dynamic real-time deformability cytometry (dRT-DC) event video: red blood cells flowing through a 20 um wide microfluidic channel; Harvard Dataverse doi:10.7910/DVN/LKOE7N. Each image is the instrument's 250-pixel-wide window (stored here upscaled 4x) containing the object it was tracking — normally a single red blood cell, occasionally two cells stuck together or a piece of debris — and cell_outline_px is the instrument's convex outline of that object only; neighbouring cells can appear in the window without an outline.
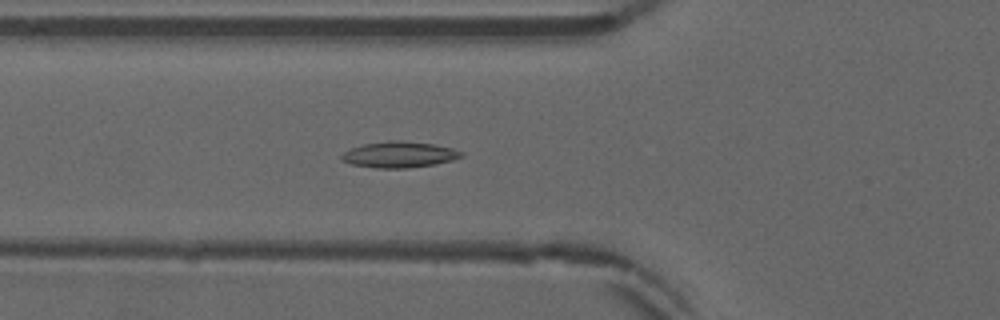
{"species": "common noctule bat (a hibernating species)", "species_latin": "Nyctalus noctula", "temperature_condition": "warm", "stored_images_in_passage": 54, "camera_frame_rate_fps": 3000, "um_per_image_px": 0.085, "animal": {"sex": "male", "forearm_length_mm": 52.5}, "frame": {"image": 1, "passage_image": 20, "time_ms": 6.333, "image_size_px": [1000, 320], "cell_outline_px": [[464, 156], [452, 160], [436, 164], [408, 168], [376, 168], [352, 164], [340, 160], [340, 156], [344, 152], [352, 148], [364, 144], [388, 140], [400, 140], [432, 144], [452, 148], [464, 152]], "centroid_in_image_um": [33.94, 13.14], "position_along_channel_um": 91.9, "area_um2": 18.21}}
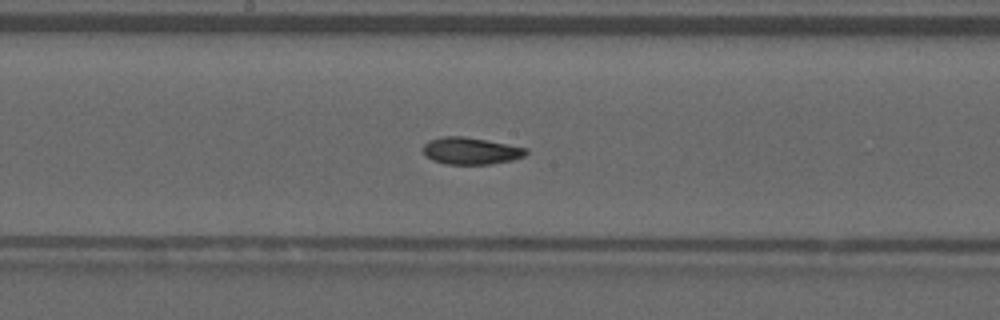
{"frame": {"image": 2, "passage_image": 29, "time_ms": 9.333, "image_size_px": [1000, 320], "cell_outline_px": [[528, 152], [524, 156], [512, 160], [488, 164], [448, 164], [432, 160], [424, 156], [424, 144], [428, 140], [444, 136], [464, 136], [528, 148]], "centroid_in_image_um": [40.0, 12.82], "position_along_channel_um": 208.2, "area_um2": 16.13}}
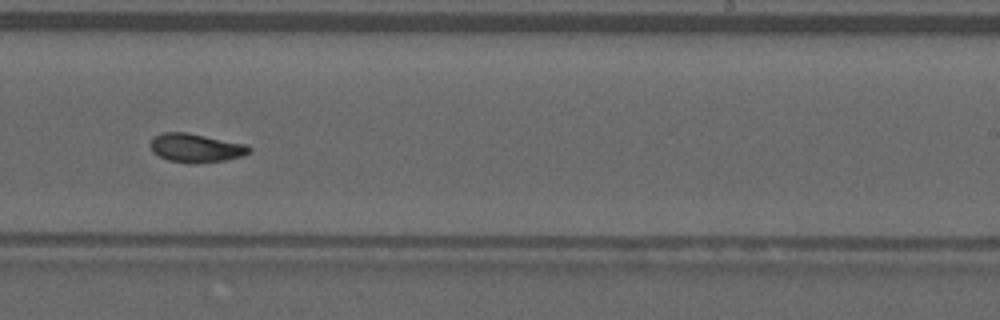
{"frame": {"image": 3, "passage_image": 34, "time_ms": 11.0, "image_size_px": [1000, 320], "cell_outline_px": [[252, 152], [244, 156], [224, 160], [196, 164], [168, 160], [152, 152], [148, 144], [160, 132], [188, 132], [248, 144], [252, 148]], "centroid_in_image_um": [16.69, 12.57], "position_along_channel_um": 272.3, "area_um2": 16.88}, "authors_computed_cell_mechanics": {"area_um2": 16.5886, "velocity_mm_per_s": 3.8682, "shape_relaxation_time_tau1_ms": null, "shape_relaxation_time_tau2_ms": 3.1507, "deformation_change_tau1": null, "deformation_change_tau2": 0.0861}}